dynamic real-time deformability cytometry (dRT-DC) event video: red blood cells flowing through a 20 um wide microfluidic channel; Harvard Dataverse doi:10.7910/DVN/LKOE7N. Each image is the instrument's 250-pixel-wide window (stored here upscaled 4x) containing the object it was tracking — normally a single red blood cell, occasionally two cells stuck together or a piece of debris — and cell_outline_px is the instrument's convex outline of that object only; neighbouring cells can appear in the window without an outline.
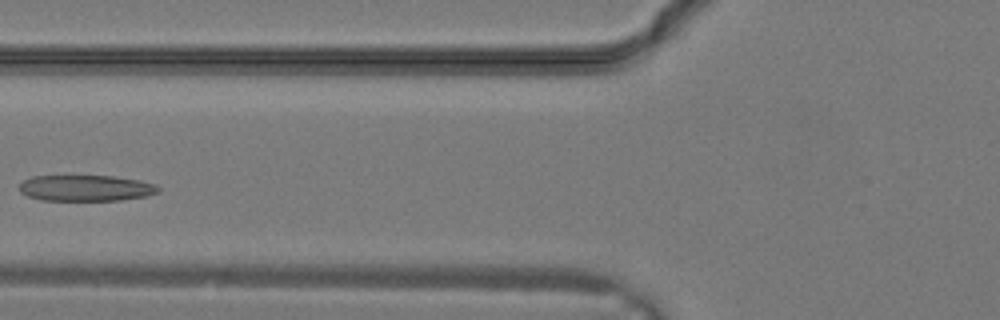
{"species": "common noctule bat (a hibernating species)", "species_latin": "Nyctalus noctula", "temperature_condition": "warm", "stored_images_in_passage": 5, "camera_frame_rate_fps": 3000, "um_per_image_px": 0.085, "animal": {"sex": "male", "body_mass_g": 19.2, "forearm_length_mm": 51.8}, "frame": {"image": 1, "passage_image": 4, "time_ms": 1.0, "image_size_px": [1000, 320], "cell_outline_px": [[160, 192], [144, 196], [120, 200], [40, 200], [28, 196], [20, 192], [20, 184], [24, 180], [32, 176], [116, 176], [140, 180], [156, 184], [160, 188]], "centroid_in_image_um": [7.32, 15.98], "position_along_channel_um": 118.5, "area_um2": 21.1}}